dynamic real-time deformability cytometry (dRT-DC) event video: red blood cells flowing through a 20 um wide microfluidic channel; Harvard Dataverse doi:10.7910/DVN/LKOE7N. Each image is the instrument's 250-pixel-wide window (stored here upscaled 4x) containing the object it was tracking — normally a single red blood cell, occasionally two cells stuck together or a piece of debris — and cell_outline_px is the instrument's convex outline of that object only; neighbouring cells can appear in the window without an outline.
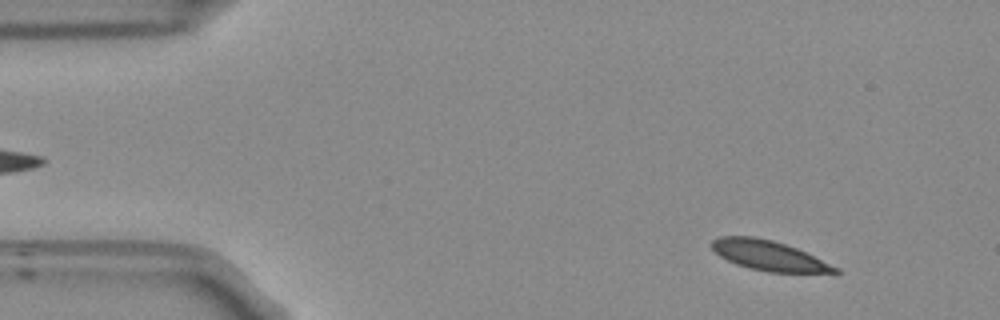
{"species": "Egyptian fruit bat (a non-hibernating species)", "species_latin": "Rousettus aegyptiacus", "temperature_condition": "room temperature", "stored_images_in_passage": 54, "segment_of_instrument_passage": [1, 2], "camera_frame_rate_fps": 3000, "um_per_image_px": 0.085, "frame": {"image": 1, "passage_image": 5, "time_ms": 1.333, "image_size_px": [1000, 320], "cell_outline_px": [[840, 272], [768, 272], [748, 268], [736, 264], [720, 256], [712, 248], [712, 240], [720, 236], [752, 236], [772, 240], [796, 248], [840, 268]], "centroid_in_image_um": [65.32, 21.72], "position_along_channel_um": 19.7, "area_um2": 21.15}}
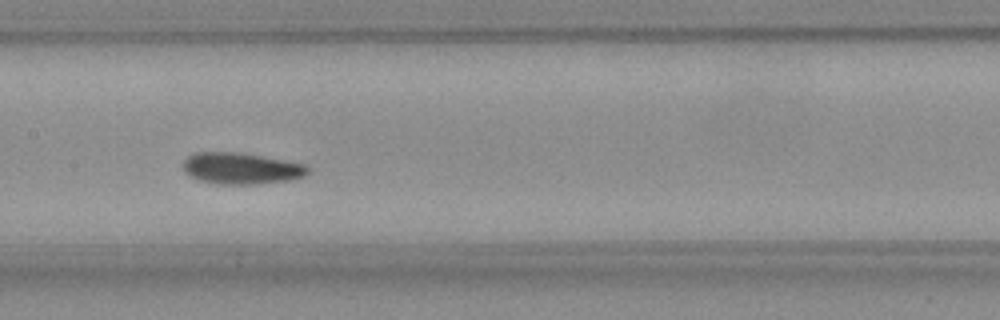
{"frame": {"image": 2, "passage_image": 25, "time_ms": 8.0, "image_size_px": [1000, 320], "cell_outline_px": [[308, 172], [304, 176], [292, 180], [260, 184], [216, 184], [200, 180], [184, 172], [184, 160], [188, 156], [196, 152], [236, 152], [260, 156], [304, 164], [308, 168]], "centroid_in_image_um": [20.49, 14.32], "position_along_channel_um": 186.9, "area_um2": 22.66}}
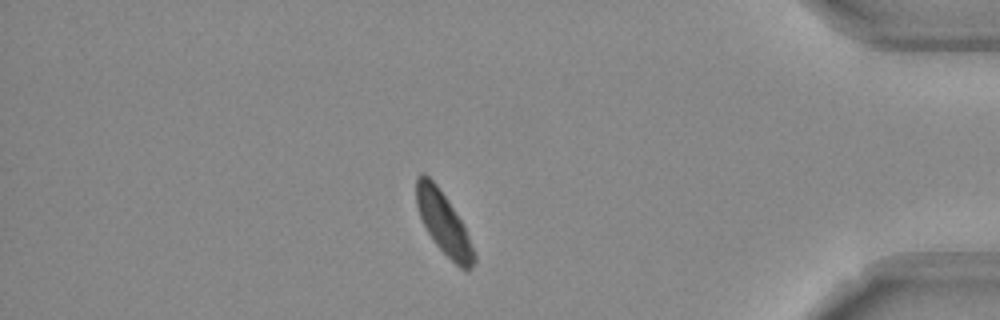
{"frame": {"image": 3, "passage_image": 45, "time_ms": 14.667, "image_size_px": [1000, 320], "cell_outline_px": [[476, 260], [472, 268], [468, 272], [460, 268], [436, 244], [428, 232], [420, 216], [416, 204], [416, 176], [420, 172], [424, 172], [436, 184], [460, 220], [468, 236], [476, 256]], "centroid_in_image_um": [37.69, 18.97], "position_along_channel_um": 397.5, "area_um2": 20.35}}